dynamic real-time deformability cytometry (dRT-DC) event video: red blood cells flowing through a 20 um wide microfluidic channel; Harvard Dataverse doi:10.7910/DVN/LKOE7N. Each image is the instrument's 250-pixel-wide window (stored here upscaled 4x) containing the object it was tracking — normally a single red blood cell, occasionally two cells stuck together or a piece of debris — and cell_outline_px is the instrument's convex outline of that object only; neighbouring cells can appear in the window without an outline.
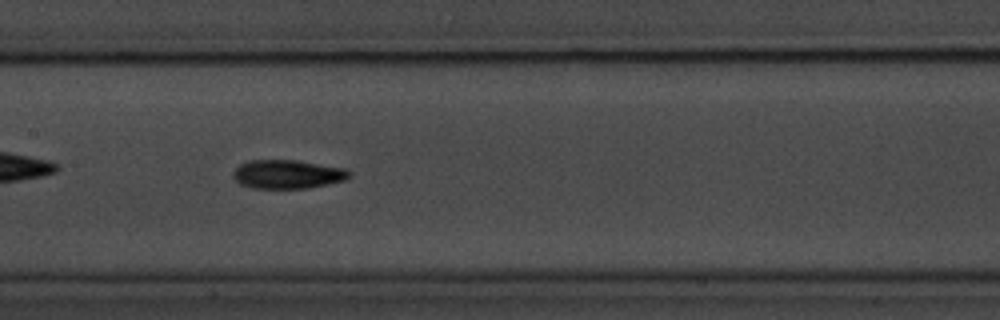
{"species": "common noctule bat (a hibernating species)", "species_latin": "Nyctalus noctula", "temperature_condition": "room temperature", "stored_images_in_passage": 41, "camera_frame_rate_fps": 3000, "um_per_image_px": 0.085, "animal": {"sex": "male", "body_mass_g": 20.1, "forearm_length_mm": 53.5}, "frame": {"image": 1, "passage_image": 12, "time_ms": 3.667, "image_size_px": [1000, 320], "cell_outline_px": [[352, 176], [344, 180], [308, 188], [252, 188], [240, 184], [232, 176], [236, 168], [240, 164], [248, 160], [296, 160], [344, 168], [352, 172]], "centroid_in_image_um": [24.44, 14.8], "position_along_channel_um": 183.0, "area_um2": 19.42}, "authors_computed_cell_mechanics": {"area_um2": 18.6116, "velocity_mm_per_s": 3.6675, "shape_relaxation_time_tau1_ms": 3.5495, "shape_relaxation_time_tau2_ms": 4.8573, "deformation_change_tau1": 0.1464, "deformation_change_tau2": 0.1264}}